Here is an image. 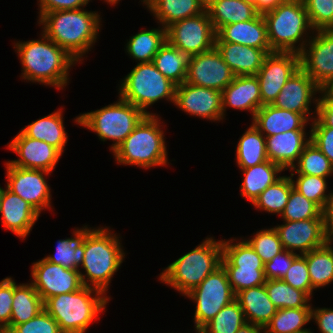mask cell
I'll return each mask as SVG.
<instances>
[{
  "mask_svg": "<svg viewBox=\"0 0 333 333\" xmlns=\"http://www.w3.org/2000/svg\"><path fill=\"white\" fill-rule=\"evenodd\" d=\"M62 108L25 126L21 131L29 138L44 141L62 154L68 142V133L64 127Z\"/></svg>",
  "mask_w": 333,
  "mask_h": 333,
  "instance_id": "30",
  "label": "cell"
},
{
  "mask_svg": "<svg viewBox=\"0 0 333 333\" xmlns=\"http://www.w3.org/2000/svg\"><path fill=\"white\" fill-rule=\"evenodd\" d=\"M297 175L296 180H294V177H291L294 188L307 199L316 203L323 210L328 202L333 198V192L328 191V178L305 174Z\"/></svg>",
  "mask_w": 333,
  "mask_h": 333,
  "instance_id": "44",
  "label": "cell"
},
{
  "mask_svg": "<svg viewBox=\"0 0 333 333\" xmlns=\"http://www.w3.org/2000/svg\"><path fill=\"white\" fill-rule=\"evenodd\" d=\"M111 297L102 291L83 286L66 294H59L43 302L44 309L56 320L63 333H85L90 324L98 321Z\"/></svg>",
  "mask_w": 333,
  "mask_h": 333,
  "instance_id": "4",
  "label": "cell"
},
{
  "mask_svg": "<svg viewBox=\"0 0 333 333\" xmlns=\"http://www.w3.org/2000/svg\"><path fill=\"white\" fill-rule=\"evenodd\" d=\"M101 19L97 11L82 8L48 12L37 22L49 39L82 63L83 56L98 40Z\"/></svg>",
  "mask_w": 333,
  "mask_h": 333,
  "instance_id": "2",
  "label": "cell"
},
{
  "mask_svg": "<svg viewBox=\"0 0 333 333\" xmlns=\"http://www.w3.org/2000/svg\"><path fill=\"white\" fill-rule=\"evenodd\" d=\"M244 178L240 185L241 197L253 203L255 199L270 185L274 184L282 176H278L285 171L280 165L264 161L248 168H240Z\"/></svg>",
  "mask_w": 333,
  "mask_h": 333,
  "instance_id": "31",
  "label": "cell"
},
{
  "mask_svg": "<svg viewBox=\"0 0 333 333\" xmlns=\"http://www.w3.org/2000/svg\"><path fill=\"white\" fill-rule=\"evenodd\" d=\"M160 119L156 113L146 115L113 152L116 163L124 166L134 165L145 170L169 164L162 130L164 125Z\"/></svg>",
  "mask_w": 333,
  "mask_h": 333,
  "instance_id": "5",
  "label": "cell"
},
{
  "mask_svg": "<svg viewBox=\"0 0 333 333\" xmlns=\"http://www.w3.org/2000/svg\"><path fill=\"white\" fill-rule=\"evenodd\" d=\"M205 9L215 32L224 25L251 20L259 13L244 0H214Z\"/></svg>",
  "mask_w": 333,
  "mask_h": 333,
  "instance_id": "32",
  "label": "cell"
},
{
  "mask_svg": "<svg viewBox=\"0 0 333 333\" xmlns=\"http://www.w3.org/2000/svg\"><path fill=\"white\" fill-rule=\"evenodd\" d=\"M7 190V185H6V188L3 189L1 186H0V201H1V198L3 197L5 191Z\"/></svg>",
  "mask_w": 333,
  "mask_h": 333,
  "instance_id": "62",
  "label": "cell"
},
{
  "mask_svg": "<svg viewBox=\"0 0 333 333\" xmlns=\"http://www.w3.org/2000/svg\"><path fill=\"white\" fill-rule=\"evenodd\" d=\"M246 323L243 310L234 300L223 307L198 333H236Z\"/></svg>",
  "mask_w": 333,
  "mask_h": 333,
  "instance_id": "43",
  "label": "cell"
},
{
  "mask_svg": "<svg viewBox=\"0 0 333 333\" xmlns=\"http://www.w3.org/2000/svg\"><path fill=\"white\" fill-rule=\"evenodd\" d=\"M300 68V55L295 52L269 53L257 73L262 106L276 100L290 76Z\"/></svg>",
  "mask_w": 333,
  "mask_h": 333,
  "instance_id": "15",
  "label": "cell"
},
{
  "mask_svg": "<svg viewBox=\"0 0 333 333\" xmlns=\"http://www.w3.org/2000/svg\"><path fill=\"white\" fill-rule=\"evenodd\" d=\"M284 1L285 0H257V11L259 13L266 12L270 9L276 8Z\"/></svg>",
  "mask_w": 333,
  "mask_h": 333,
  "instance_id": "57",
  "label": "cell"
},
{
  "mask_svg": "<svg viewBox=\"0 0 333 333\" xmlns=\"http://www.w3.org/2000/svg\"><path fill=\"white\" fill-rule=\"evenodd\" d=\"M291 177L296 174H305L328 178L333 174V165L330 160L311 141L305 146L298 162L289 169Z\"/></svg>",
  "mask_w": 333,
  "mask_h": 333,
  "instance_id": "41",
  "label": "cell"
},
{
  "mask_svg": "<svg viewBox=\"0 0 333 333\" xmlns=\"http://www.w3.org/2000/svg\"><path fill=\"white\" fill-rule=\"evenodd\" d=\"M239 138L236 148V164L248 168L268 160L265 136L251 123Z\"/></svg>",
  "mask_w": 333,
  "mask_h": 333,
  "instance_id": "36",
  "label": "cell"
},
{
  "mask_svg": "<svg viewBox=\"0 0 333 333\" xmlns=\"http://www.w3.org/2000/svg\"><path fill=\"white\" fill-rule=\"evenodd\" d=\"M236 333H264V328L251 323H246L239 328Z\"/></svg>",
  "mask_w": 333,
  "mask_h": 333,
  "instance_id": "58",
  "label": "cell"
},
{
  "mask_svg": "<svg viewBox=\"0 0 333 333\" xmlns=\"http://www.w3.org/2000/svg\"><path fill=\"white\" fill-rule=\"evenodd\" d=\"M120 82L118 96L147 115H154L146 109L161 99L175 102L177 85L158 71L153 62L137 63Z\"/></svg>",
  "mask_w": 333,
  "mask_h": 333,
  "instance_id": "9",
  "label": "cell"
},
{
  "mask_svg": "<svg viewBox=\"0 0 333 333\" xmlns=\"http://www.w3.org/2000/svg\"><path fill=\"white\" fill-rule=\"evenodd\" d=\"M282 280L293 288L304 291L312 299L314 289L312 288L306 258L303 255H299L293 261Z\"/></svg>",
  "mask_w": 333,
  "mask_h": 333,
  "instance_id": "48",
  "label": "cell"
},
{
  "mask_svg": "<svg viewBox=\"0 0 333 333\" xmlns=\"http://www.w3.org/2000/svg\"><path fill=\"white\" fill-rule=\"evenodd\" d=\"M313 31L333 29V0H303Z\"/></svg>",
  "mask_w": 333,
  "mask_h": 333,
  "instance_id": "47",
  "label": "cell"
},
{
  "mask_svg": "<svg viewBox=\"0 0 333 333\" xmlns=\"http://www.w3.org/2000/svg\"><path fill=\"white\" fill-rule=\"evenodd\" d=\"M262 15L272 51L299 54L314 32L303 0H285Z\"/></svg>",
  "mask_w": 333,
  "mask_h": 333,
  "instance_id": "7",
  "label": "cell"
},
{
  "mask_svg": "<svg viewBox=\"0 0 333 333\" xmlns=\"http://www.w3.org/2000/svg\"><path fill=\"white\" fill-rule=\"evenodd\" d=\"M254 126L265 136L291 130H306L309 120L303 115L270 105H263L252 119Z\"/></svg>",
  "mask_w": 333,
  "mask_h": 333,
  "instance_id": "27",
  "label": "cell"
},
{
  "mask_svg": "<svg viewBox=\"0 0 333 333\" xmlns=\"http://www.w3.org/2000/svg\"><path fill=\"white\" fill-rule=\"evenodd\" d=\"M321 333H333V309L312 307V318Z\"/></svg>",
  "mask_w": 333,
  "mask_h": 333,
  "instance_id": "54",
  "label": "cell"
},
{
  "mask_svg": "<svg viewBox=\"0 0 333 333\" xmlns=\"http://www.w3.org/2000/svg\"><path fill=\"white\" fill-rule=\"evenodd\" d=\"M324 232L326 242L333 244V198L323 209Z\"/></svg>",
  "mask_w": 333,
  "mask_h": 333,
  "instance_id": "56",
  "label": "cell"
},
{
  "mask_svg": "<svg viewBox=\"0 0 333 333\" xmlns=\"http://www.w3.org/2000/svg\"><path fill=\"white\" fill-rule=\"evenodd\" d=\"M264 264L245 238L239 242L234 238L222 239L221 265L235 295L244 289L265 284Z\"/></svg>",
  "mask_w": 333,
  "mask_h": 333,
  "instance_id": "10",
  "label": "cell"
},
{
  "mask_svg": "<svg viewBox=\"0 0 333 333\" xmlns=\"http://www.w3.org/2000/svg\"><path fill=\"white\" fill-rule=\"evenodd\" d=\"M7 189L30 203L41 214L50 209L51 189L45 176L51 172L15 167L6 161Z\"/></svg>",
  "mask_w": 333,
  "mask_h": 333,
  "instance_id": "13",
  "label": "cell"
},
{
  "mask_svg": "<svg viewBox=\"0 0 333 333\" xmlns=\"http://www.w3.org/2000/svg\"><path fill=\"white\" fill-rule=\"evenodd\" d=\"M43 309V301L34 286L31 283L18 285L14 280L10 331L16 325L34 318Z\"/></svg>",
  "mask_w": 333,
  "mask_h": 333,
  "instance_id": "35",
  "label": "cell"
},
{
  "mask_svg": "<svg viewBox=\"0 0 333 333\" xmlns=\"http://www.w3.org/2000/svg\"><path fill=\"white\" fill-rule=\"evenodd\" d=\"M215 42H231L258 49H271L262 13H258L248 21L222 26L216 32Z\"/></svg>",
  "mask_w": 333,
  "mask_h": 333,
  "instance_id": "25",
  "label": "cell"
},
{
  "mask_svg": "<svg viewBox=\"0 0 333 333\" xmlns=\"http://www.w3.org/2000/svg\"><path fill=\"white\" fill-rule=\"evenodd\" d=\"M187 114L209 121L223 120L222 92L206 87L182 83L176 86L175 102Z\"/></svg>",
  "mask_w": 333,
  "mask_h": 333,
  "instance_id": "19",
  "label": "cell"
},
{
  "mask_svg": "<svg viewBox=\"0 0 333 333\" xmlns=\"http://www.w3.org/2000/svg\"><path fill=\"white\" fill-rule=\"evenodd\" d=\"M312 307L277 309L264 333H311L304 326L311 321Z\"/></svg>",
  "mask_w": 333,
  "mask_h": 333,
  "instance_id": "39",
  "label": "cell"
},
{
  "mask_svg": "<svg viewBox=\"0 0 333 333\" xmlns=\"http://www.w3.org/2000/svg\"><path fill=\"white\" fill-rule=\"evenodd\" d=\"M162 27L196 16L205 10L200 0H140Z\"/></svg>",
  "mask_w": 333,
  "mask_h": 333,
  "instance_id": "29",
  "label": "cell"
},
{
  "mask_svg": "<svg viewBox=\"0 0 333 333\" xmlns=\"http://www.w3.org/2000/svg\"><path fill=\"white\" fill-rule=\"evenodd\" d=\"M146 115L119 97L113 104L79 114L74 122L96 133L103 142L112 140L110 151L114 152Z\"/></svg>",
  "mask_w": 333,
  "mask_h": 333,
  "instance_id": "8",
  "label": "cell"
},
{
  "mask_svg": "<svg viewBox=\"0 0 333 333\" xmlns=\"http://www.w3.org/2000/svg\"><path fill=\"white\" fill-rule=\"evenodd\" d=\"M31 277L30 283L43 302L59 294L75 292L84 286L79 270L66 269L44 258L32 264Z\"/></svg>",
  "mask_w": 333,
  "mask_h": 333,
  "instance_id": "16",
  "label": "cell"
},
{
  "mask_svg": "<svg viewBox=\"0 0 333 333\" xmlns=\"http://www.w3.org/2000/svg\"><path fill=\"white\" fill-rule=\"evenodd\" d=\"M7 147L19 156L18 159L8 162L15 167L25 169L52 172L62 156V153L54 146L29 138L22 131H19Z\"/></svg>",
  "mask_w": 333,
  "mask_h": 333,
  "instance_id": "21",
  "label": "cell"
},
{
  "mask_svg": "<svg viewBox=\"0 0 333 333\" xmlns=\"http://www.w3.org/2000/svg\"><path fill=\"white\" fill-rule=\"evenodd\" d=\"M306 258L307 268L312 288L317 290L333 283V247L330 243L303 254Z\"/></svg>",
  "mask_w": 333,
  "mask_h": 333,
  "instance_id": "38",
  "label": "cell"
},
{
  "mask_svg": "<svg viewBox=\"0 0 333 333\" xmlns=\"http://www.w3.org/2000/svg\"><path fill=\"white\" fill-rule=\"evenodd\" d=\"M268 296L277 309L312 307L311 298L282 279L266 280Z\"/></svg>",
  "mask_w": 333,
  "mask_h": 333,
  "instance_id": "42",
  "label": "cell"
},
{
  "mask_svg": "<svg viewBox=\"0 0 333 333\" xmlns=\"http://www.w3.org/2000/svg\"><path fill=\"white\" fill-rule=\"evenodd\" d=\"M0 215L3 227L24 240L40 216L30 203L8 189L0 201Z\"/></svg>",
  "mask_w": 333,
  "mask_h": 333,
  "instance_id": "22",
  "label": "cell"
},
{
  "mask_svg": "<svg viewBox=\"0 0 333 333\" xmlns=\"http://www.w3.org/2000/svg\"><path fill=\"white\" fill-rule=\"evenodd\" d=\"M91 0H38L39 17L53 11L82 9Z\"/></svg>",
  "mask_w": 333,
  "mask_h": 333,
  "instance_id": "53",
  "label": "cell"
},
{
  "mask_svg": "<svg viewBox=\"0 0 333 333\" xmlns=\"http://www.w3.org/2000/svg\"><path fill=\"white\" fill-rule=\"evenodd\" d=\"M321 93L326 97L333 98V78L325 84L321 89Z\"/></svg>",
  "mask_w": 333,
  "mask_h": 333,
  "instance_id": "59",
  "label": "cell"
},
{
  "mask_svg": "<svg viewBox=\"0 0 333 333\" xmlns=\"http://www.w3.org/2000/svg\"><path fill=\"white\" fill-rule=\"evenodd\" d=\"M235 75L214 46L212 49L189 57L186 83L223 91Z\"/></svg>",
  "mask_w": 333,
  "mask_h": 333,
  "instance_id": "17",
  "label": "cell"
},
{
  "mask_svg": "<svg viewBox=\"0 0 333 333\" xmlns=\"http://www.w3.org/2000/svg\"><path fill=\"white\" fill-rule=\"evenodd\" d=\"M9 333H63L56 320L45 310H41L29 321L16 325Z\"/></svg>",
  "mask_w": 333,
  "mask_h": 333,
  "instance_id": "49",
  "label": "cell"
},
{
  "mask_svg": "<svg viewBox=\"0 0 333 333\" xmlns=\"http://www.w3.org/2000/svg\"><path fill=\"white\" fill-rule=\"evenodd\" d=\"M185 296L196 303L193 316L196 333L236 297L222 265Z\"/></svg>",
  "mask_w": 333,
  "mask_h": 333,
  "instance_id": "11",
  "label": "cell"
},
{
  "mask_svg": "<svg viewBox=\"0 0 333 333\" xmlns=\"http://www.w3.org/2000/svg\"><path fill=\"white\" fill-rule=\"evenodd\" d=\"M119 238L120 235L118 237L108 227H93L84 240L81 268L85 271L82 273V269H79L82 283L84 286L102 291L106 296L109 283L126 255Z\"/></svg>",
  "mask_w": 333,
  "mask_h": 333,
  "instance_id": "3",
  "label": "cell"
},
{
  "mask_svg": "<svg viewBox=\"0 0 333 333\" xmlns=\"http://www.w3.org/2000/svg\"><path fill=\"white\" fill-rule=\"evenodd\" d=\"M293 187L291 176H282L274 184L268 186L252 205L259 211L281 216Z\"/></svg>",
  "mask_w": 333,
  "mask_h": 333,
  "instance_id": "40",
  "label": "cell"
},
{
  "mask_svg": "<svg viewBox=\"0 0 333 333\" xmlns=\"http://www.w3.org/2000/svg\"><path fill=\"white\" fill-rule=\"evenodd\" d=\"M245 240L251 245L264 263L270 261L284 250L279 235L274 227L261 229L252 236V239L248 238Z\"/></svg>",
  "mask_w": 333,
  "mask_h": 333,
  "instance_id": "46",
  "label": "cell"
},
{
  "mask_svg": "<svg viewBox=\"0 0 333 333\" xmlns=\"http://www.w3.org/2000/svg\"><path fill=\"white\" fill-rule=\"evenodd\" d=\"M222 239L208 237L201 244L169 264L159 279L183 296L196 288L221 265Z\"/></svg>",
  "mask_w": 333,
  "mask_h": 333,
  "instance_id": "6",
  "label": "cell"
},
{
  "mask_svg": "<svg viewBox=\"0 0 333 333\" xmlns=\"http://www.w3.org/2000/svg\"><path fill=\"white\" fill-rule=\"evenodd\" d=\"M321 88L301 68L294 72L278 94L273 106L303 114L309 121H312L317 113V103ZM315 104V111L311 110V104ZM312 111V113H311ZM313 115V118L310 115Z\"/></svg>",
  "mask_w": 333,
  "mask_h": 333,
  "instance_id": "18",
  "label": "cell"
},
{
  "mask_svg": "<svg viewBox=\"0 0 333 333\" xmlns=\"http://www.w3.org/2000/svg\"><path fill=\"white\" fill-rule=\"evenodd\" d=\"M298 256V253H293L284 249L270 261L266 262L264 264L266 280L282 279Z\"/></svg>",
  "mask_w": 333,
  "mask_h": 333,
  "instance_id": "52",
  "label": "cell"
},
{
  "mask_svg": "<svg viewBox=\"0 0 333 333\" xmlns=\"http://www.w3.org/2000/svg\"><path fill=\"white\" fill-rule=\"evenodd\" d=\"M308 133L311 132L291 130L265 137L268 160L280 165L284 170L292 168L311 141V134Z\"/></svg>",
  "mask_w": 333,
  "mask_h": 333,
  "instance_id": "23",
  "label": "cell"
},
{
  "mask_svg": "<svg viewBox=\"0 0 333 333\" xmlns=\"http://www.w3.org/2000/svg\"><path fill=\"white\" fill-rule=\"evenodd\" d=\"M160 27L140 30L126 44V52L137 63L152 62L159 49L167 41V29Z\"/></svg>",
  "mask_w": 333,
  "mask_h": 333,
  "instance_id": "34",
  "label": "cell"
},
{
  "mask_svg": "<svg viewBox=\"0 0 333 333\" xmlns=\"http://www.w3.org/2000/svg\"><path fill=\"white\" fill-rule=\"evenodd\" d=\"M279 235L283 249L306 254L326 243L324 218H312L297 221H284L274 227Z\"/></svg>",
  "mask_w": 333,
  "mask_h": 333,
  "instance_id": "20",
  "label": "cell"
},
{
  "mask_svg": "<svg viewBox=\"0 0 333 333\" xmlns=\"http://www.w3.org/2000/svg\"><path fill=\"white\" fill-rule=\"evenodd\" d=\"M235 300L243 310L247 323L262 328H265L277 311L265 285L244 289L236 294Z\"/></svg>",
  "mask_w": 333,
  "mask_h": 333,
  "instance_id": "28",
  "label": "cell"
},
{
  "mask_svg": "<svg viewBox=\"0 0 333 333\" xmlns=\"http://www.w3.org/2000/svg\"><path fill=\"white\" fill-rule=\"evenodd\" d=\"M251 112L252 119L262 107L260 84L256 75L235 76L222 91V110L225 119L226 108Z\"/></svg>",
  "mask_w": 333,
  "mask_h": 333,
  "instance_id": "24",
  "label": "cell"
},
{
  "mask_svg": "<svg viewBox=\"0 0 333 333\" xmlns=\"http://www.w3.org/2000/svg\"><path fill=\"white\" fill-rule=\"evenodd\" d=\"M166 29L167 41L188 57L215 46L216 32L206 9L196 16L176 21Z\"/></svg>",
  "mask_w": 333,
  "mask_h": 333,
  "instance_id": "12",
  "label": "cell"
},
{
  "mask_svg": "<svg viewBox=\"0 0 333 333\" xmlns=\"http://www.w3.org/2000/svg\"><path fill=\"white\" fill-rule=\"evenodd\" d=\"M40 35L37 40L14 42L23 69L21 78L62 90L69 83V70L78 61L43 32Z\"/></svg>",
  "mask_w": 333,
  "mask_h": 333,
  "instance_id": "1",
  "label": "cell"
},
{
  "mask_svg": "<svg viewBox=\"0 0 333 333\" xmlns=\"http://www.w3.org/2000/svg\"><path fill=\"white\" fill-rule=\"evenodd\" d=\"M323 210L313 201L307 199L294 187L289 194V200L281 214L282 221H297L312 218H323Z\"/></svg>",
  "mask_w": 333,
  "mask_h": 333,
  "instance_id": "45",
  "label": "cell"
},
{
  "mask_svg": "<svg viewBox=\"0 0 333 333\" xmlns=\"http://www.w3.org/2000/svg\"><path fill=\"white\" fill-rule=\"evenodd\" d=\"M312 34L299 53L300 68L322 89L333 78V29Z\"/></svg>",
  "mask_w": 333,
  "mask_h": 333,
  "instance_id": "14",
  "label": "cell"
},
{
  "mask_svg": "<svg viewBox=\"0 0 333 333\" xmlns=\"http://www.w3.org/2000/svg\"><path fill=\"white\" fill-rule=\"evenodd\" d=\"M311 142L330 160L333 165V128L325 127L316 117L310 124Z\"/></svg>",
  "mask_w": 333,
  "mask_h": 333,
  "instance_id": "51",
  "label": "cell"
},
{
  "mask_svg": "<svg viewBox=\"0 0 333 333\" xmlns=\"http://www.w3.org/2000/svg\"><path fill=\"white\" fill-rule=\"evenodd\" d=\"M119 1L120 0H104V2H107V4H110V6L111 5L115 6V4H118Z\"/></svg>",
  "mask_w": 333,
  "mask_h": 333,
  "instance_id": "60",
  "label": "cell"
},
{
  "mask_svg": "<svg viewBox=\"0 0 333 333\" xmlns=\"http://www.w3.org/2000/svg\"><path fill=\"white\" fill-rule=\"evenodd\" d=\"M244 1L252 3L255 6V9L257 10V0H244Z\"/></svg>",
  "mask_w": 333,
  "mask_h": 333,
  "instance_id": "63",
  "label": "cell"
},
{
  "mask_svg": "<svg viewBox=\"0 0 333 333\" xmlns=\"http://www.w3.org/2000/svg\"><path fill=\"white\" fill-rule=\"evenodd\" d=\"M320 95L315 116L325 127L333 128V98Z\"/></svg>",
  "mask_w": 333,
  "mask_h": 333,
  "instance_id": "55",
  "label": "cell"
},
{
  "mask_svg": "<svg viewBox=\"0 0 333 333\" xmlns=\"http://www.w3.org/2000/svg\"><path fill=\"white\" fill-rule=\"evenodd\" d=\"M188 60L189 57L185 53L166 41L152 62L166 78L180 85L186 80Z\"/></svg>",
  "mask_w": 333,
  "mask_h": 333,
  "instance_id": "37",
  "label": "cell"
},
{
  "mask_svg": "<svg viewBox=\"0 0 333 333\" xmlns=\"http://www.w3.org/2000/svg\"><path fill=\"white\" fill-rule=\"evenodd\" d=\"M14 294V279L6 277L0 281V332H10V319Z\"/></svg>",
  "mask_w": 333,
  "mask_h": 333,
  "instance_id": "50",
  "label": "cell"
},
{
  "mask_svg": "<svg viewBox=\"0 0 333 333\" xmlns=\"http://www.w3.org/2000/svg\"><path fill=\"white\" fill-rule=\"evenodd\" d=\"M212 1H214V0H200V2H201L205 7H207Z\"/></svg>",
  "mask_w": 333,
  "mask_h": 333,
  "instance_id": "61",
  "label": "cell"
},
{
  "mask_svg": "<svg viewBox=\"0 0 333 333\" xmlns=\"http://www.w3.org/2000/svg\"><path fill=\"white\" fill-rule=\"evenodd\" d=\"M215 47L235 76L257 75L271 49H258L231 42H215Z\"/></svg>",
  "mask_w": 333,
  "mask_h": 333,
  "instance_id": "26",
  "label": "cell"
},
{
  "mask_svg": "<svg viewBox=\"0 0 333 333\" xmlns=\"http://www.w3.org/2000/svg\"><path fill=\"white\" fill-rule=\"evenodd\" d=\"M85 225L73 230V237L57 241L54 255H48L44 259L50 263L58 264L66 269L79 270L84 259V240L93 230Z\"/></svg>",
  "mask_w": 333,
  "mask_h": 333,
  "instance_id": "33",
  "label": "cell"
}]
</instances>
